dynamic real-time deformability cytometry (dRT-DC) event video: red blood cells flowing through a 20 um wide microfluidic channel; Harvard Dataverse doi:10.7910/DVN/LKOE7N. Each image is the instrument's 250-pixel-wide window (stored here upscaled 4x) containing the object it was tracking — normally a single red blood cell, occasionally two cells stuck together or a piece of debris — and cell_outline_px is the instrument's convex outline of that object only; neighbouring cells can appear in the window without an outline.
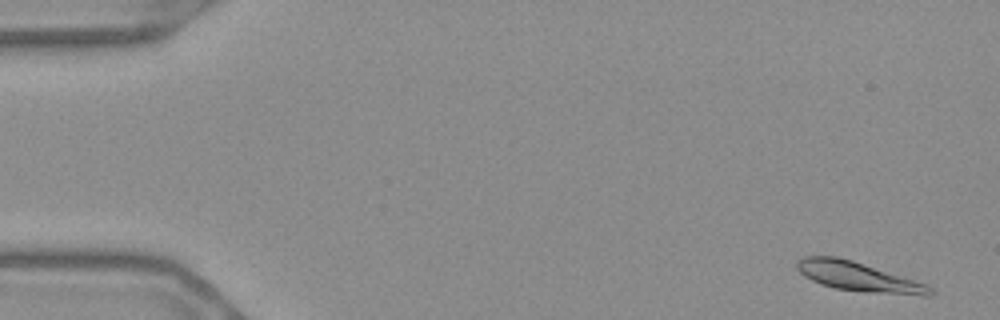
{"species": "Egyptian fruit bat (a non-hibernating species)", "species_latin": "Rousettus aegyptiacus", "temperature_condition": "warm", "stored_images_in_passage": 56, "camera_frame_rate_fps": 3000, "um_per_image_px": 0.085, "frame": {"image": 1, "passage_image": 3, "time_ms": 0.667, "image_size_px": [1000, 320], "cell_outline_px": [[936, 292], [932, 296], [924, 296], [872, 292], [836, 288], [820, 284], [804, 276], [796, 268], [796, 260], [804, 256], [836, 256], [852, 260], [924, 284], [932, 288]], "centroid_in_image_um": [72.92, 23.51], "position_along_channel_um": 12.1, "area_um2": 22.31}}
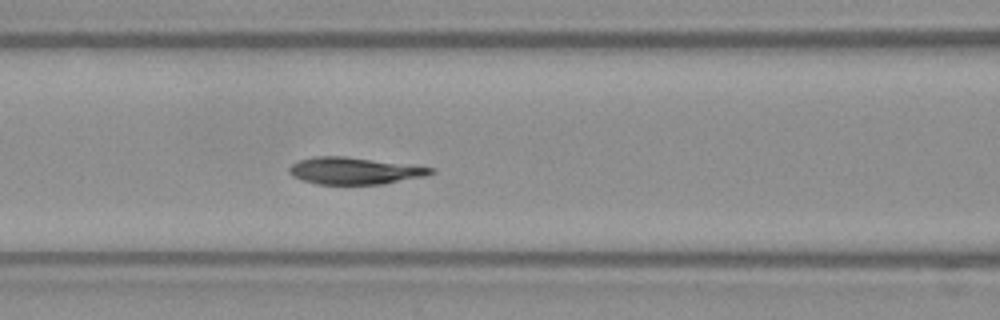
{"frame": {"image": 2, "passage_image": 24, "time_ms": 7.667, "image_size_px": [1000, 320], "cell_outline_px": [[436, 172], [424, 176], [384, 184], [316, 184], [300, 180], [292, 176], [288, 172], [288, 168], [292, 164], [300, 160], [316, 156], [344, 156], [416, 164], [436, 168]], "centroid_in_image_um": [30.18, 14.51], "position_along_channel_um": 136.4, "area_um2": 22.66}}
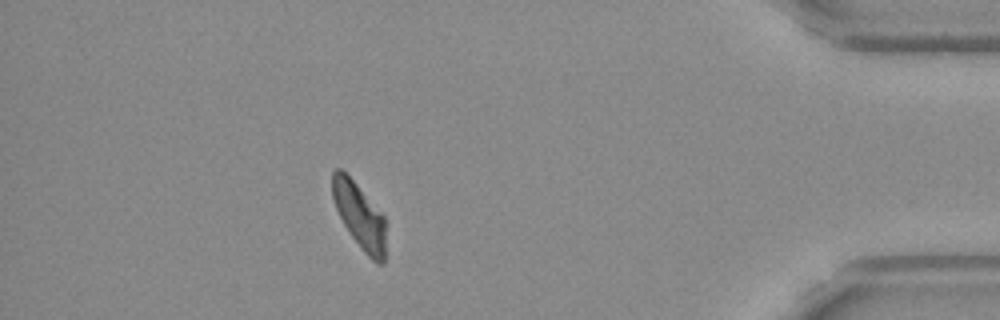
{"frame": {"image": 3, "passage_image": 50, "time_ms": 16.333, "image_size_px": [1000, 320], "cell_outline_px": [[384, 264], [376, 264], [360, 248], [344, 224], [336, 208], [332, 196], [332, 172], [336, 168], [340, 168], [356, 184], [384, 216]], "centroid_in_image_um": [30.54, 18.35], "position_along_channel_um": 404.7, "area_um2": 19.88}, "authors_computed_cell_mechanics": {"area_um2": 22.4553, "velocity_mm_per_s": 3.6399, "shape_relaxation_time_tau1_ms": 3.7656, "shape_relaxation_time_tau2_ms": 1.1799, "deformation_change_tau1": 0.139, "deformation_change_tau2": 0.039}}